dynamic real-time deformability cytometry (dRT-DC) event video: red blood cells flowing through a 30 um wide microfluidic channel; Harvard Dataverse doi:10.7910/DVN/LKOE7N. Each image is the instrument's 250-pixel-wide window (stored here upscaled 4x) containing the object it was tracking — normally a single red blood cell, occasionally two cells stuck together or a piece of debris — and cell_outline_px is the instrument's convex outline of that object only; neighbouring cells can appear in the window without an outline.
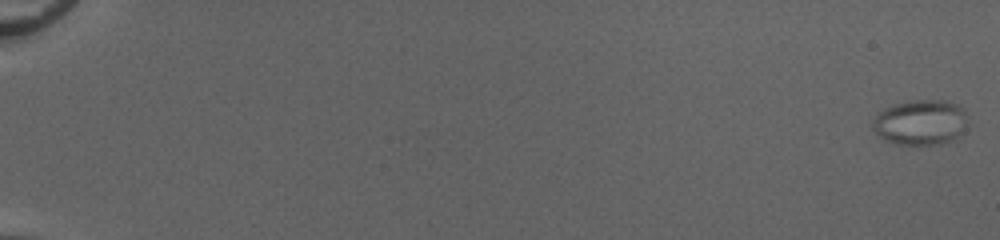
{"species": "common noctule bat (a hibernating species)", "species_latin": "Nyctalus noctula", "temperature_condition": "cold", "stored_images_in_passage": 56, "camera_frame_rate_fps": 3000, "um_per_image_px": 0.085, "animal": {"sex": "female", "body_mass_g": 20.0, "forearm_length_mm": 54.0}, "frame": {"image": 1, "passage_image": 1, "time_ms": 0.0, "image_size_px": [1000, 240], "cell_outline_px": [[964, 132], [952, 140], [940, 144], [896, 144], [884, 140], [872, 128], [872, 120], [876, 112], [892, 104], [908, 100], [944, 100], [960, 104], [964, 108]], "centroid_in_image_um": [78.19, 10.38], "position_along_channel_um": 6.8, "area_um2": 25.32}}
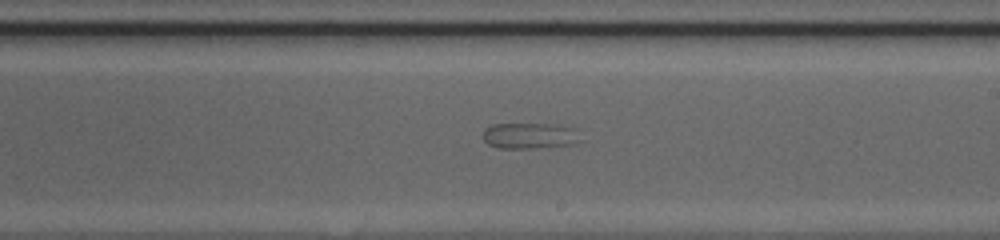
{"frame": {"image": 2, "passage_image": 36, "time_ms": 11.667, "image_size_px": [1000, 240], "cell_outline_px": [[580, 140], [576, 144], [532, 148], [496, 148], [488, 144], [484, 140], [484, 128], [492, 124], [556, 124], [572, 128]], "centroid_in_image_um": [44.97, 11.54], "position_along_channel_um": 244.0, "area_um2": 14.62}}
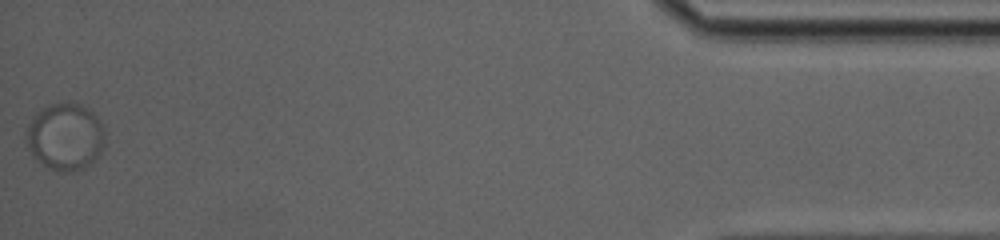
{"frame": {"image": 3, "passage_image": 56, "time_ms": 18.333, "image_size_px": [1000, 240], "cell_outline_px": [[104, 148], [88, 164], [80, 168], [68, 172], [60, 172], [36, 160], [24, 144], [24, 132], [28, 124], [36, 112], [40, 108], [48, 104], [60, 100], [80, 104], [92, 112], [100, 120], [104, 128]], "centroid_in_image_um": [5.49, 11.56], "position_along_channel_um": 429.7, "area_um2": 31.21}}